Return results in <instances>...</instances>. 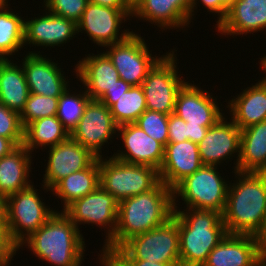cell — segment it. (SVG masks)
Here are the masks:
<instances>
[{"label":"cell","instance_id":"6da1fadb","mask_svg":"<svg viewBox=\"0 0 266 266\" xmlns=\"http://www.w3.org/2000/svg\"><path fill=\"white\" fill-rule=\"evenodd\" d=\"M173 212V190L162 181L149 191L123 199L119 202L114 236L103 248H121L132 237L164 224Z\"/></svg>","mask_w":266,"mask_h":266},{"label":"cell","instance_id":"7a4b0ae2","mask_svg":"<svg viewBox=\"0 0 266 266\" xmlns=\"http://www.w3.org/2000/svg\"><path fill=\"white\" fill-rule=\"evenodd\" d=\"M222 214L228 234L259 237L266 225V172L235 171Z\"/></svg>","mask_w":266,"mask_h":266},{"label":"cell","instance_id":"3957f363","mask_svg":"<svg viewBox=\"0 0 266 266\" xmlns=\"http://www.w3.org/2000/svg\"><path fill=\"white\" fill-rule=\"evenodd\" d=\"M78 227L63 212H56L19 245L30 249L42 262L55 266H81L85 241ZM27 243V244H26Z\"/></svg>","mask_w":266,"mask_h":266},{"label":"cell","instance_id":"277c9868","mask_svg":"<svg viewBox=\"0 0 266 266\" xmlns=\"http://www.w3.org/2000/svg\"><path fill=\"white\" fill-rule=\"evenodd\" d=\"M173 204L179 231L181 266H203L209 253L228 234L222 213ZM181 209V210H180Z\"/></svg>","mask_w":266,"mask_h":266},{"label":"cell","instance_id":"5b68a950","mask_svg":"<svg viewBox=\"0 0 266 266\" xmlns=\"http://www.w3.org/2000/svg\"><path fill=\"white\" fill-rule=\"evenodd\" d=\"M218 167L202 165L182 180L173 189V204H177L180 196L186 205L184 208L215 210L223 214L230 182L221 176Z\"/></svg>","mask_w":266,"mask_h":266},{"label":"cell","instance_id":"8992f818","mask_svg":"<svg viewBox=\"0 0 266 266\" xmlns=\"http://www.w3.org/2000/svg\"><path fill=\"white\" fill-rule=\"evenodd\" d=\"M99 157L100 186L119 202L153 189L159 171L149 165L130 164L113 156Z\"/></svg>","mask_w":266,"mask_h":266},{"label":"cell","instance_id":"52a82bcc","mask_svg":"<svg viewBox=\"0 0 266 266\" xmlns=\"http://www.w3.org/2000/svg\"><path fill=\"white\" fill-rule=\"evenodd\" d=\"M115 252L123 260H149L160 263H180L177 218L129 239Z\"/></svg>","mask_w":266,"mask_h":266},{"label":"cell","instance_id":"ba28073f","mask_svg":"<svg viewBox=\"0 0 266 266\" xmlns=\"http://www.w3.org/2000/svg\"><path fill=\"white\" fill-rule=\"evenodd\" d=\"M37 190L32 184L5 198V225L17 247L56 212L46 206Z\"/></svg>","mask_w":266,"mask_h":266},{"label":"cell","instance_id":"9c48e42d","mask_svg":"<svg viewBox=\"0 0 266 266\" xmlns=\"http://www.w3.org/2000/svg\"><path fill=\"white\" fill-rule=\"evenodd\" d=\"M175 49L166 52L155 63L141 84L147 110L165 115L174 113L177 94L186 83L182 75L178 74Z\"/></svg>","mask_w":266,"mask_h":266},{"label":"cell","instance_id":"30bf717a","mask_svg":"<svg viewBox=\"0 0 266 266\" xmlns=\"http://www.w3.org/2000/svg\"><path fill=\"white\" fill-rule=\"evenodd\" d=\"M105 48L108 49L103 52L112 61L119 78L131 86L141 85L150 69L163 56H153L144 38L136 32Z\"/></svg>","mask_w":266,"mask_h":266},{"label":"cell","instance_id":"8fae6325","mask_svg":"<svg viewBox=\"0 0 266 266\" xmlns=\"http://www.w3.org/2000/svg\"><path fill=\"white\" fill-rule=\"evenodd\" d=\"M130 18L132 9H113L89 2L77 23V33L85 32L92 44L106 47L125 40L134 32L129 29L120 31L121 24Z\"/></svg>","mask_w":266,"mask_h":266},{"label":"cell","instance_id":"7c38bea8","mask_svg":"<svg viewBox=\"0 0 266 266\" xmlns=\"http://www.w3.org/2000/svg\"><path fill=\"white\" fill-rule=\"evenodd\" d=\"M119 201L101 186L70 204L63 212L79 228L81 224L104 228L105 244L114 236ZM93 224V225H92ZM101 226V227H100ZM107 229V230H105Z\"/></svg>","mask_w":266,"mask_h":266},{"label":"cell","instance_id":"4fadbf2b","mask_svg":"<svg viewBox=\"0 0 266 266\" xmlns=\"http://www.w3.org/2000/svg\"><path fill=\"white\" fill-rule=\"evenodd\" d=\"M118 125L114 122L110 108L99 100H89L83 115L70 137L89 149L96 157H102V148L117 135Z\"/></svg>","mask_w":266,"mask_h":266},{"label":"cell","instance_id":"5bb4252c","mask_svg":"<svg viewBox=\"0 0 266 266\" xmlns=\"http://www.w3.org/2000/svg\"><path fill=\"white\" fill-rule=\"evenodd\" d=\"M241 129L224 115L212 127H209L204 138L198 143L200 159L203 165L220 166L235 158L234 172L238 171L240 158ZM231 157V158H230ZM227 160V161H226Z\"/></svg>","mask_w":266,"mask_h":266},{"label":"cell","instance_id":"9a60e30c","mask_svg":"<svg viewBox=\"0 0 266 266\" xmlns=\"http://www.w3.org/2000/svg\"><path fill=\"white\" fill-rule=\"evenodd\" d=\"M47 152L48 161L41 187L47 192H51V189L63 178L88 168L98 158L71 137L49 148Z\"/></svg>","mask_w":266,"mask_h":266},{"label":"cell","instance_id":"2e32d148","mask_svg":"<svg viewBox=\"0 0 266 266\" xmlns=\"http://www.w3.org/2000/svg\"><path fill=\"white\" fill-rule=\"evenodd\" d=\"M36 52L28 51L21 60L30 93L60 97L70 86V81L65 78V72L59 68L61 66L58 63L42 55L40 51Z\"/></svg>","mask_w":266,"mask_h":266},{"label":"cell","instance_id":"e0dca14e","mask_svg":"<svg viewBox=\"0 0 266 266\" xmlns=\"http://www.w3.org/2000/svg\"><path fill=\"white\" fill-rule=\"evenodd\" d=\"M117 137H121L123 148L112 156L120 161L149 165L159 171L164 158L165 146L153 139L134 123L119 125ZM125 150V151H124Z\"/></svg>","mask_w":266,"mask_h":266},{"label":"cell","instance_id":"ac0fdd59","mask_svg":"<svg viewBox=\"0 0 266 266\" xmlns=\"http://www.w3.org/2000/svg\"><path fill=\"white\" fill-rule=\"evenodd\" d=\"M209 94L187 81L177 94L174 114L186 124L212 127L225 113L219 108L217 98Z\"/></svg>","mask_w":266,"mask_h":266},{"label":"cell","instance_id":"d6986e66","mask_svg":"<svg viewBox=\"0 0 266 266\" xmlns=\"http://www.w3.org/2000/svg\"><path fill=\"white\" fill-rule=\"evenodd\" d=\"M265 263L258 237L227 234L209 253L203 266H263Z\"/></svg>","mask_w":266,"mask_h":266},{"label":"cell","instance_id":"ffe728a7","mask_svg":"<svg viewBox=\"0 0 266 266\" xmlns=\"http://www.w3.org/2000/svg\"><path fill=\"white\" fill-rule=\"evenodd\" d=\"M46 13V14H45ZM44 15L24 21V45L42 48L64 46L77 33V24L65 17L45 11ZM62 44V45H61Z\"/></svg>","mask_w":266,"mask_h":266},{"label":"cell","instance_id":"44dd1931","mask_svg":"<svg viewBox=\"0 0 266 266\" xmlns=\"http://www.w3.org/2000/svg\"><path fill=\"white\" fill-rule=\"evenodd\" d=\"M132 17L150 22L162 31L183 30L191 23V0H137L132 5Z\"/></svg>","mask_w":266,"mask_h":266},{"label":"cell","instance_id":"7402d4cb","mask_svg":"<svg viewBox=\"0 0 266 266\" xmlns=\"http://www.w3.org/2000/svg\"><path fill=\"white\" fill-rule=\"evenodd\" d=\"M202 165L197 143L190 140L167 143L164 148L163 162L159 169L160 181L173 190Z\"/></svg>","mask_w":266,"mask_h":266},{"label":"cell","instance_id":"603a6c76","mask_svg":"<svg viewBox=\"0 0 266 266\" xmlns=\"http://www.w3.org/2000/svg\"><path fill=\"white\" fill-rule=\"evenodd\" d=\"M88 55V56H87ZM77 61L74 72L76 78L83 83L91 100H99L104 93L116 84L119 74L112 61L104 53L87 54Z\"/></svg>","mask_w":266,"mask_h":266},{"label":"cell","instance_id":"cb8c5ba5","mask_svg":"<svg viewBox=\"0 0 266 266\" xmlns=\"http://www.w3.org/2000/svg\"><path fill=\"white\" fill-rule=\"evenodd\" d=\"M216 30L225 37L266 32V0H234Z\"/></svg>","mask_w":266,"mask_h":266},{"label":"cell","instance_id":"d4e9b609","mask_svg":"<svg viewBox=\"0 0 266 266\" xmlns=\"http://www.w3.org/2000/svg\"><path fill=\"white\" fill-rule=\"evenodd\" d=\"M254 84L233 96L226 106L232 121L241 130L266 121V82L258 80Z\"/></svg>","mask_w":266,"mask_h":266},{"label":"cell","instance_id":"484cf974","mask_svg":"<svg viewBox=\"0 0 266 266\" xmlns=\"http://www.w3.org/2000/svg\"><path fill=\"white\" fill-rule=\"evenodd\" d=\"M24 145L0 158V196L4 199L32 185V155ZM32 163V164H31Z\"/></svg>","mask_w":266,"mask_h":266},{"label":"cell","instance_id":"4316f807","mask_svg":"<svg viewBox=\"0 0 266 266\" xmlns=\"http://www.w3.org/2000/svg\"><path fill=\"white\" fill-rule=\"evenodd\" d=\"M11 60L0 59V103L20 114L30 90L22 65Z\"/></svg>","mask_w":266,"mask_h":266},{"label":"cell","instance_id":"83f0119b","mask_svg":"<svg viewBox=\"0 0 266 266\" xmlns=\"http://www.w3.org/2000/svg\"><path fill=\"white\" fill-rule=\"evenodd\" d=\"M100 186L99 157L86 169L71 173L60 180L51 193L61 200L64 211L74 201L84 197Z\"/></svg>","mask_w":266,"mask_h":266},{"label":"cell","instance_id":"f1b7e54d","mask_svg":"<svg viewBox=\"0 0 266 266\" xmlns=\"http://www.w3.org/2000/svg\"><path fill=\"white\" fill-rule=\"evenodd\" d=\"M240 172H266V121L241 130Z\"/></svg>","mask_w":266,"mask_h":266},{"label":"cell","instance_id":"f546056e","mask_svg":"<svg viewBox=\"0 0 266 266\" xmlns=\"http://www.w3.org/2000/svg\"><path fill=\"white\" fill-rule=\"evenodd\" d=\"M69 137V131L55 115L40 118L28 124L24 128L23 145L32 153L38 148L54 147Z\"/></svg>","mask_w":266,"mask_h":266},{"label":"cell","instance_id":"4dcf8cb0","mask_svg":"<svg viewBox=\"0 0 266 266\" xmlns=\"http://www.w3.org/2000/svg\"><path fill=\"white\" fill-rule=\"evenodd\" d=\"M9 6L0 9V59L17 55L24 45V21ZM24 18V19H23Z\"/></svg>","mask_w":266,"mask_h":266},{"label":"cell","instance_id":"1f68e13d","mask_svg":"<svg viewBox=\"0 0 266 266\" xmlns=\"http://www.w3.org/2000/svg\"><path fill=\"white\" fill-rule=\"evenodd\" d=\"M147 110L144 91L141 85L132 86L110 107L114 122L119 126L134 123Z\"/></svg>","mask_w":266,"mask_h":266},{"label":"cell","instance_id":"d6a6232c","mask_svg":"<svg viewBox=\"0 0 266 266\" xmlns=\"http://www.w3.org/2000/svg\"><path fill=\"white\" fill-rule=\"evenodd\" d=\"M70 90V86L59 97L57 118L62 122L64 127L71 133L76 127L81 116L83 115L84 108L90 97L87 95L85 89L76 93ZM74 92V93H73ZM73 93V94H72ZM76 93V94H75Z\"/></svg>","mask_w":266,"mask_h":266},{"label":"cell","instance_id":"836d02e7","mask_svg":"<svg viewBox=\"0 0 266 266\" xmlns=\"http://www.w3.org/2000/svg\"><path fill=\"white\" fill-rule=\"evenodd\" d=\"M58 101L59 97H48L30 93L20 113L22 126L25 128L28 124L37 119L57 115Z\"/></svg>","mask_w":266,"mask_h":266},{"label":"cell","instance_id":"e575fe53","mask_svg":"<svg viewBox=\"0 0 266 266\" xmlns=\"http://www.w3.org/2000/svg\"><path fill=\"white\" fill-rule=\"evenodd\" d=\"M168 118L169 115L145 110L134 124L153 139L166 146L168 143Z\"/></svg>","mask_w":266,"mask_h":266},{"label":"cell","instance_id":"d590c367","mask_svg":"<svg viewBox=\"0 0 266 266\" xmlns=\"http://www.w3.org/2000/svg\"><path fill=\"white\" fill-rule=\"evenodd\" d=\"M0 136L10 139L16 146L23 145L24 127L20 114L0 103Z\"/></svg>","mask_w":266,"mask_h":266},{"label":"cell","instance_id":"8d00e7d4","mask_svg":"<svg viewBox=\"0 0 266 266\" xmlns=\"http://www.w3.org/2000/svg\"><path fill=\"white\" fill-rule=\"evenodd\" d=\"M88 3V0H44L42 7H45L44 11L65 17L77 24Z\"/></svg>","mask_w":266,"mask_h":266},{"label":"cell","instance_id":"74e56055","mask_svg":"<svg viewBox=\"0 0 266 266\" xmlns=\"http://www.w3.org/2000/svg\"><path fill=\"white\" fill-rule=\"evenodd\" d=\"M233 1L234 0H191V21L192 18H194L195 9L199 6L197 4L201 3L205 9H207V12L213 13L214 15L217 14V24L215 26L217 27L225 19Z\"/></svg>","mask_w":266,"mask_h":266},{"label":"cell","instance_id":"f35d334b","mask_svg":"<svg viewBox=\"0 0 266 266\" xmlns=\"http://www.w3.org/2000/svg\"><path fill=\"white\" fill-rule=\"evenodd\" d=\"M17 251V252H16ZM18 253V247L12 242L6 225H0V266H9Z\"/></svg>","mask_w":266,"mask_h":266},{"label":"cell","instance_id":"ab89813d","mask_svg":"<svg viewBox=\"0 0 266 266\" xmlns=\"http://www.w3.org/2000/svg\"><path fill=\"white\" fill-rule=\"evenodd\" d=\"M187 140V124L174 113L168 118V143L184 142Z\"/></svg>","mask_w":266,"mask_h":266},{"label":"cell","instance_id":"60d3db41","mask_svg":"<svg viewBox=\"0 0 266 266\" xmlns=\"http://www.w3.org/2000/svg\"><path fill=\"white\" fill-rule=\"evenodd\" d=\"M132 86L126 83L123 79H118L116 84L108 89L99 99L104 105L110 108L124 92L128 91Z\"/></svg>","mask_w":266,"mask_h":266},{"label":"cell","instance_id":"b9f144b4","mask_svg":"<svg viewBox=\"0 0 266 266\" xmlns=\"http://www.w3.org/2000/svg\"><path fill=\"white\" fill-rule=\"evenodd\" d=\"M98 255L101 266H129L115 251L102 248Z\"/></svg>","mask_w":266,"mask_h":266},{"label":"cell","instance_id":"7bdbcfd3","mask_svg":"<svg viewBox=\"0 0 266 266\" xmlns=\"http://www.w3.org/2000/svg\"><path fill=\"white\" fill-rule=\"evenodd\" d=\"M208 128L187 124V140L198 144L204 138Z\"/></svg>","mask_w":266,"mask_h":266},{"label":"cell","instance_id":"ee69618b","mask_svg":"<svg viewBox=\"0 0 266 266\" xmlns=\"http://www.w3.org/2000/svg\"><path fill=\"white\" fill-rule=\"evenodd\" d=\"M89 2L110 7L113 9H132V4L129 0H88Z\"/></svg>","mask_w":266,"mask_h":266},{"label":"cell","instance_id":"f6af8a7d","mask_svg":"<svg viewBox=\"0 0 266 266\" xmlns=\"http://www.w3.org/2000/svg\"><path fill=\"white\" fill-rule=\"evenodd\" d=\"M129 266H181L180 263H160L149 260H124Z\"/></svg>","mask_w":266,"mask_h":266},{"label":"cell","instance_id":"bcb514c9","mask_svg":"<svg viewBox=\"0 0 266 266\" xmlns=\"http://www.w3.org/2000/svg\"><path fill=\"white\" fill-rule=\"evenodd\" d=\"M17 146L8 138L0 136V158L8 155Z\"/></svg>","mask_w":266,"mask_h":266},{"label":"cell","instance_id":"7dc6e473","mask_svg":"<svg viewBox=\"0 0 266 266\" xmlns=\"http://www.w3.org/2000/svg\"><path fill=\"white\" fill-rule=\"evenodd\" d=\"M258 240L260 242L261 249H262L264 255L266 256V225L264 227L263 232L258 237Z\"/></svg>","mask_w":266,"mask_h":266},{"label":"cell","instance_id":"c3c4849f","mask_svg":"<svg viewBox=\"0 0 266 266\" xmlns=\"http://www.w3.org/2000/svg\"><path fill=\"white\" fill-rule=\"evenodd\" d=\"M5 199L0 196V225H5Z\"/></svg>","mask_w":266,"mask_h":266},{"label":"cell","instance_id":"681fc988","mask_svg":"<svg viewBox=\"0 0 266 266\" xmlns=\"http://www.w3.org/2000/svg\"><path fill=\"white\" fill-rule=\"evenodd\" d=\"M259 59L261 61V62H259L260 68L261 69L263 68L262 71L265 72L264 73L265 74L264 75L265 77H262L261 80L264 81V82H266V56L264 55V57L259 58Z\"/></svg>","mask_w":266,"mask_h":266},{"label":"cell","instance_id":"f907efd6","mask_svg":"<svg viewBox=\"0 0 266 266\" xmlns=\"http://www.w3.org/2000/svg\"><path fill=\"white\" fill-rule=\"evenodd\" d=\"M9 1L10 0H0V9L1 8H5L7 6H10V2ZM8 2H9V4H8Z\"/></svg>","mask_w":266,"mask_h":266},{"label":"cell","instance_id":"816d5d0a","mask_svg":"<svg viewBox=\"0 0 266 266\" xmlns=\"http://www.w3.org/2000/svg\"><path fill=\"white\" fill-rule=\"evenodd\" d=\"M129 1L133 5L137 0H129Z\"/></svg>","mask_w":266,"mask_h":266}]
</instances>
